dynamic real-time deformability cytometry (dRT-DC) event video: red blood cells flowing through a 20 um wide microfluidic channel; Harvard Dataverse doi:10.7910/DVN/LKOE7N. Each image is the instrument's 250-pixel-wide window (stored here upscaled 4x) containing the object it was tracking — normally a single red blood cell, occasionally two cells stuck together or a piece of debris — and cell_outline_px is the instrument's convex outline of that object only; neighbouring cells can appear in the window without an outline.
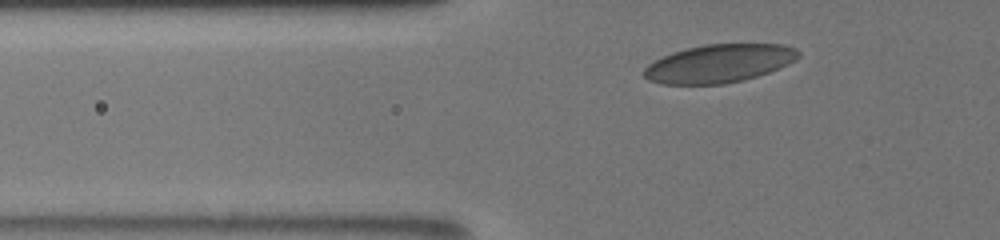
{"species": "human", "species_latin": "Homo sapiens", "temperature_condition": "room temperature", "stored_images_in_passage": 22, "camera_frame_rate_fps": 3000, "um_per_image_px": 0.085, "donor": {"sex": "male"}, "frame": {"image": 1, "passage_image": 4, "time_ms": 1.333, "image_size_px": [1000, 240], "cell_outline_px": [[800, 56], [788, 64], [780, 68], [744, 80], [724, 84], [660, 84], [648, 80], [644, 76], [644, 68], [648, 64], [672, 52], [704, 44], [780, 44], [796, 48], [800, 52]], "centroid_in_image_um": [61.13, 5.4], "position_along_channel_um": 64.7, "area_um2": 34.33}}
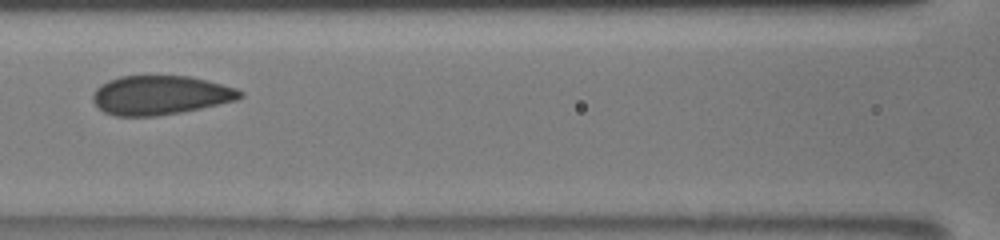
{"frame": {"image": 2, "passage_image": 9, "time_ms": 4.0, "image_size_px": [1000, 240], "cell_outline_px": [[244, 96], [236, 100], [200, 108], [180, 112], [156, 116], [116, 116], [104, 112], [92, 100], [92, 96], [96, 88], [100, 84], [108, 80], [120, 76], [188, 76], [236, 88], [244, 92]], "centroid_in_image_um": [13.6, 8.09], "position_along_channel_um": 153.0, "area_um2": 33.35}}
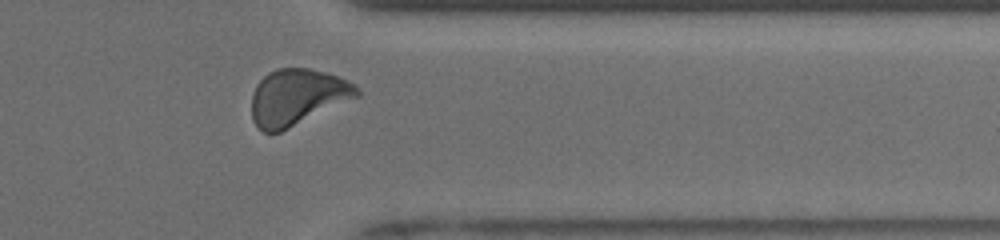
{"frame": {"image": 3, "passage_image": 16, "time_ms": 10.0, "image_size_px": [1000, 240], "cell_outline_px": [[360, 96], [280, 132], [264, 132], [252, 120], [252, 92], [256, 84], [268, 72], [276, 68], [308, 68], [324, 72], [348, 80], [356, 84], [360, 92]], "centroid_in_image_um": [25.27, 8.24], "position_along_channel_um": 386.1, "area_um2": 34.45}, "authors_computed_cell_mechanics": {"area_um2": 33.7841, "velocity_mm_per_s": 3.9055, "shape_relaxation_time_tau1_ms": 5.3083, "shape_relaxation_time_tau2_ms": null, "deformation_change_tau1": 0.109, "deformation_change_tau2": null}}